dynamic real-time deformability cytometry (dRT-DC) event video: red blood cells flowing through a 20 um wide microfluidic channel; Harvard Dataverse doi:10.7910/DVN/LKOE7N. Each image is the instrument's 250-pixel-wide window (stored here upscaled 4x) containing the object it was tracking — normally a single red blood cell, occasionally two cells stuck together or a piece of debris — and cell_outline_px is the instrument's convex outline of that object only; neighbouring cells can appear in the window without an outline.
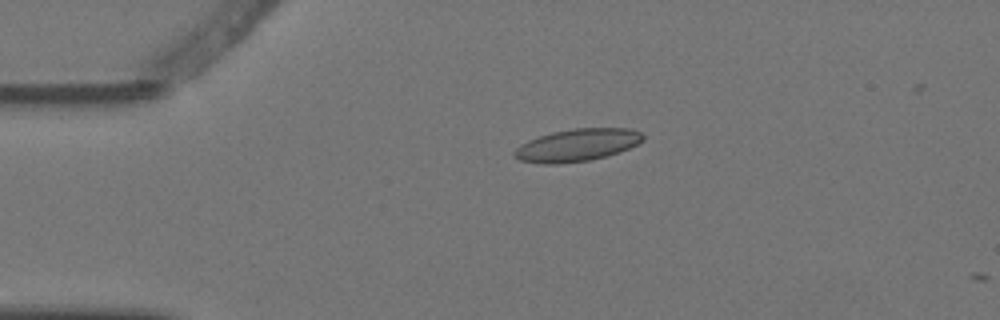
{"species": "Egyptian fruit bat (a non-hibernating species)", "species_latin": "Rousettus aegyptiacus", "temperature_condition": "warm", "stored_images_in_passage": 6, "camera_frame_rate_fps": 3000, "um_per_image_px": 0.085, "animal": {"sex": "female"}, "frame": {"image": 1, "passage_image": 4, "time_ms": 1.0, "image_size_px": [1000, 320], "cell_outline_px": [[644, 140], [628, 148], [592, 160], [556, 164], [544, 164], [520, 160], [512, 156], [512, 152], [520, 144], [528, 140], [552, 132], [572, 128], [632, 128], [640, 132], [644, 136]], "centroid_in_image_um": [49.02, 12.33], "position_along_channel_um": 36.0, "area_um2": 24.28}}